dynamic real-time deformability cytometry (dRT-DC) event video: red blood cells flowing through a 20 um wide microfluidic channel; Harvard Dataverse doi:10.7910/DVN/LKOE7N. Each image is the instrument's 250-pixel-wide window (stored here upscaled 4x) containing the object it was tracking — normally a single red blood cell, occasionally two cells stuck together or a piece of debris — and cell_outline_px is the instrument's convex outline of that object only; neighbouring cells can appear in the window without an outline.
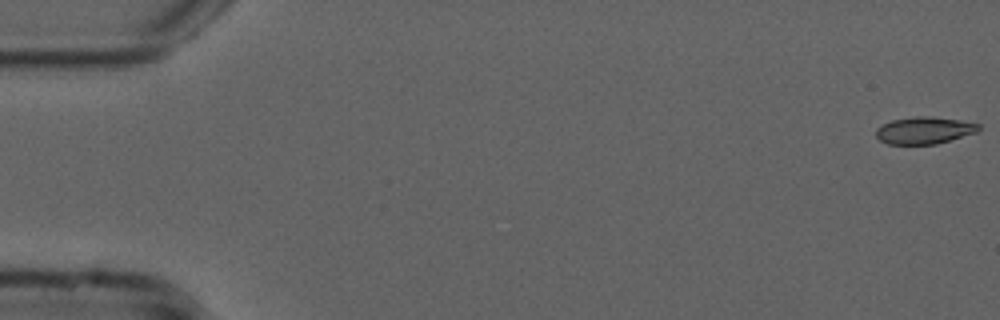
{"species": "common noctule bat (a hibernating species)", "species_latin": "Nyctalus noctula", "temperature_condition": "cold", "stored_images_in_passage": 54, "camera_frame_rate_fps": 3000, "um_per_image_px": 0.085, "animal": {"sex": "male", "forearm_length_mm": 52.5}, "frame": {"image": 1, "passage_image": 1, "time_ms": 0.0, "image_size_px": [1000, 320], "cell_outline_px": [[980, 132], [936, 144], [888, 144], [880, 140], [876, 136], [876, 128], [892, 120], [916, 116], [932, 116], [960, 120], [980, 124]], "centroid_in_image_um": [78.61, 11.08], "position_along_channel_um": 6.4, "area_um2": 16.3}}
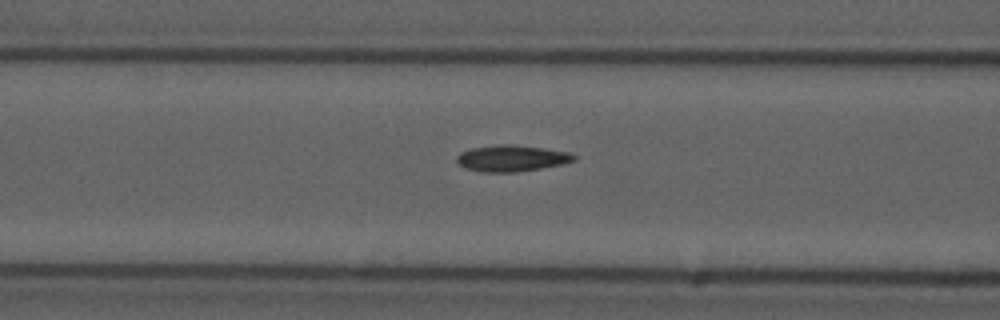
{"frame": {"image": 2, "passage_image": 22, "time_ms": 7.0, "image_size_px": [1000, 320], "cell_outline_px": [[576, 160], [560, 164], [540, 168], [516, 172], [484, 172], [468, 168], [460, 164], [456, 160], [456, 156], [460, 152], [472, 148], [500, 144], [508, 144], [544, 148], [568, 152], [576, 156]], "centroid_in_image_um": [43.48, 13.44], "position_along_channel_um": 123.1, "area_um2": 17.69}}
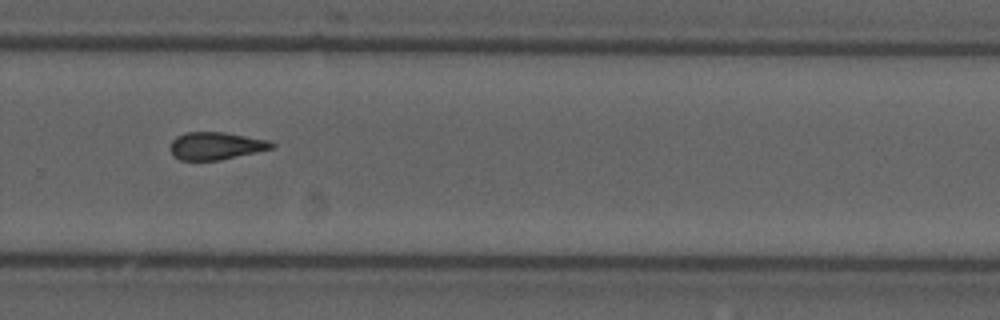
{"frame": {"image": 3, "passage_image": 37, "time_ms": 12.0, "image_size_px": [1000, 320], "cell_outline_px": [[276, 144], [272, 148], [256, 152], [220, 160], [180, 160], [172, 156], [168, 148], [172, 140], [176, 136], [188, 132], [224, 132], [268, 140]], "centroid_in_image_um": [18.29, 12.4], "position_along_channel_um": 311.5, "area_um2": 16.36}, "authors_computed_cell_mechanics": {"area_um2": 16.7331, "velocity_mm_per_s": 3.7698, "shape_relaxation_time_tau1_ms": 9.5058, "shape_relaxation_time_tau2_ms": 4.3255, "deformation_change_tau1": 0.1825, "deformation_change_tau2": 0.1088}}